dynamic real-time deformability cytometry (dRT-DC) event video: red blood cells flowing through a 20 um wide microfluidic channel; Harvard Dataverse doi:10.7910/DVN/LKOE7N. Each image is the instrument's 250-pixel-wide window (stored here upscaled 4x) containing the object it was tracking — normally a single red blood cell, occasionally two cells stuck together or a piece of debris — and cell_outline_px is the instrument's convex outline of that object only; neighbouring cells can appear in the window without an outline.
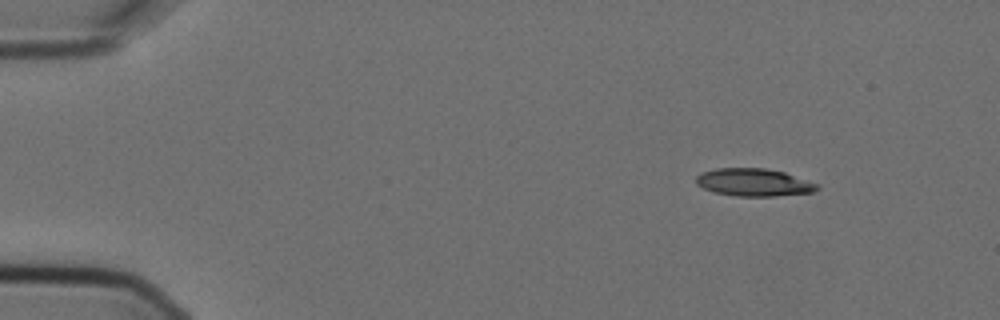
{"species": "Egyptian fruit bat (a non-hibernating species)", "species_latin": "Rousettus aegyptiacus", "temperature_condition": "cold", "stored_images_in_passage": 4, "camera_frame_rate_fps": 3000, "um_per_image_px": 0.085, "animal": {"sex": "female"}, "frame": {"image": 1, "passage_image": 1, "time_ms": 0.0, "image_size_px": [1000, 320], "cell_outline_px": [[820, 188], [816, 192], [776, 196], [736, 196], [716, 192], [704, 188], [696, 184], [696, 176], [704, 172], [716, 168], [764, 168], [784, 172], [820, 184]], "centroid_in_image_um": [64.14, 15.5], "position_along_channel_um": 20.9, "area_um2": 19.54}}
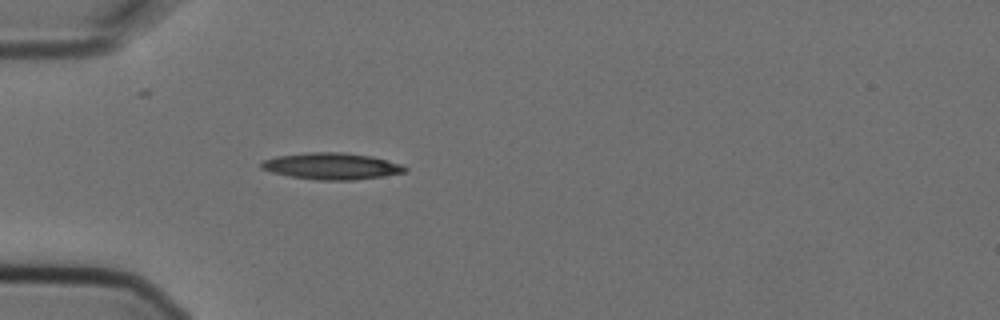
{"frame": {"image": 2, "passage_image": 4, "time_ms": 1.0, "image_size_px": [1000, 320], "cell_outline_px": [[408, 168], [404, 172], [356, 180], [316, 180], [288, 176], [272, 172], [260, 168], [260, 164], [264, 160], [276, 156], [308, 152], [344, 152], [372, 156], [400, 164]], "centroid_in_image_um": [28.15, 14.12], "position_along_channel_um": 56.9, "area_um2": 22.2}}